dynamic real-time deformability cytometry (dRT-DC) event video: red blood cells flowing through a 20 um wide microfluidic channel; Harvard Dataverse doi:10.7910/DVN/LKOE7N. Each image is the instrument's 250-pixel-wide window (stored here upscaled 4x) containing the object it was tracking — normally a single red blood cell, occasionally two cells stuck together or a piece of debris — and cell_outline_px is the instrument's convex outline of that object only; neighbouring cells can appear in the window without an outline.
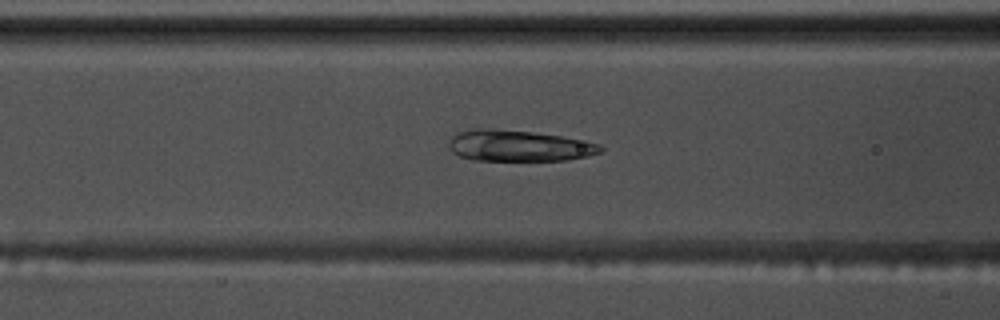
{"species": "common noctule bat (a hibernating species)", "species_latin": "Nyctalus noctula", "temperature_condition": "warm", "stored_images_in_passage": 48, "camera_frame_rate_fps": 3000, "um_per_image_px": 0.085, "animal": {"sex": "male", "body_mass_g": 17.5, "forearm_length_mm": 52.3}, "frame": {"image": 1, "passage_image": 14, "time_ms": 4.333, "image_size_px": [1000, 320], "cell_outline_px": [[604, 152], [588, 156], [568, 160], [476, 160], [460, 156], [452, 152], [448, 148], [448, 140], [452, 136], [460, 132], [480, 128], [488, 128], [532, 132], [588, 140], [600, 144], [604, 148]], "centroid_in_image_um": [44.15, 12.39], "position_along_channel_um": 122.5, "area_um2": 27.69}}
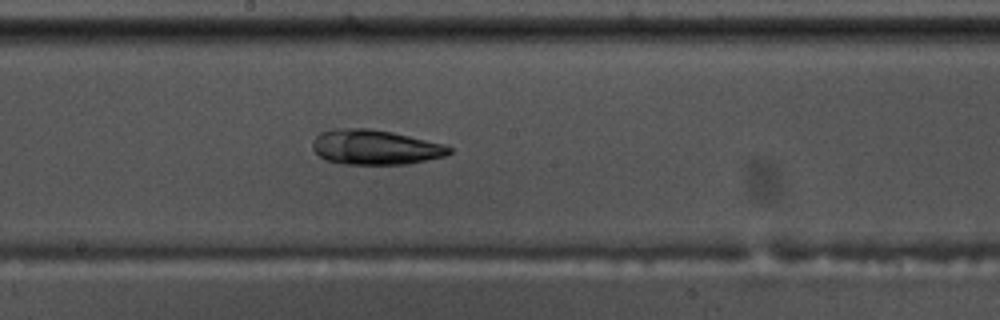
{"frame": {"image": 2, "passage_image": 22, "time_ms": 7.0, "image_size_px": [1000, 320], "cell_outline_px": [[452, 152], [444, 156], [408, 164], [344, 164], [328, 160], [320, 156], [312, 148], [312, 140], [320, 132], [332, 128], [368, 128], [392, 132], [440, 144], [452, 148]], "centroid_in_image_um": [31.83, 12.51], "position_along_channel_um": 216.4, "area_um2": 27.51}}
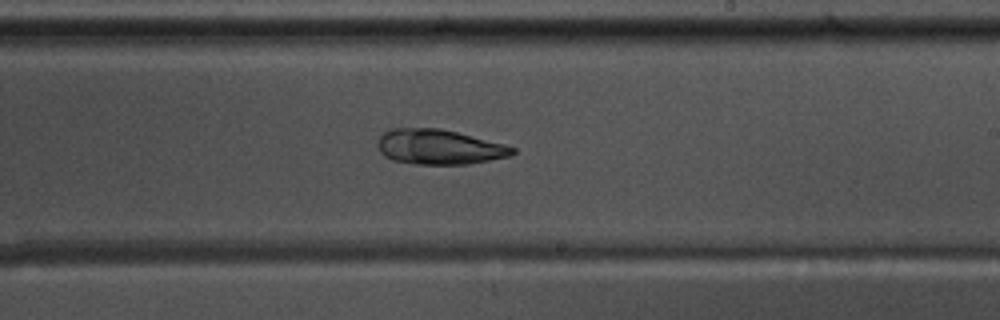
{"frame": {"image": 3, "passage_image": 25, "time_ms": 8.0, "image_size_px": [1000, 320], "cell_outline_px": [[516, 152], [512, 156], [468, 164], [416, 164], [392, 160], [384, 156], [380, 152], [376, 144], [380, 136], [388, 128], [440, 128], [504, 144], [516, 148]], "centroid_in_image_um": [37.3, 12.49], "position_along_channel_um": 251.7, "area_um2": 27.57}}